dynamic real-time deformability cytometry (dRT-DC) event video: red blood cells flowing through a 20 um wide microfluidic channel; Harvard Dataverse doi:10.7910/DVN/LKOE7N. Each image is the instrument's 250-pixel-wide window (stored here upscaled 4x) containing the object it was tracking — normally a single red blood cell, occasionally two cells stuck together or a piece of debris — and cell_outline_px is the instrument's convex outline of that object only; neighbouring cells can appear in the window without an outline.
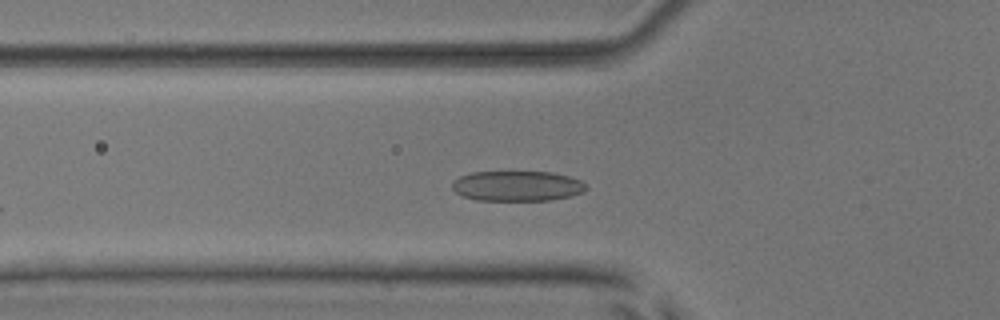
{"species": "common noctule bat (a hibernating species)", "species_latin": "Nyctalus noctula", "temperature_condition": "room temperature", "stored_images_in_passage": 49, "camera_frame_rate_fps": 3000, "um_per_image_px": 0.085, "animal": {"sex": "male", "body_mass_g": 17.9, "forearm_length_mm": 54.2}, "frame": {"image": 1, "passage_image": 14, "time_ms": 4.333, "image_size_px": [1000, 320], "cell_outline_px": [[584, 188], [580, 192], [568, 196], [544, 200], [484, 200], [464, 196], [456, 192], [452, 184], [460, 176], [476, 172], [548, 172], [564, 176], [576, 180], [584, 184]], "centroid_in_image_um": [43.89, 15.8], "position_along_channel_um": 81.9, "area_um2": 22.54}}
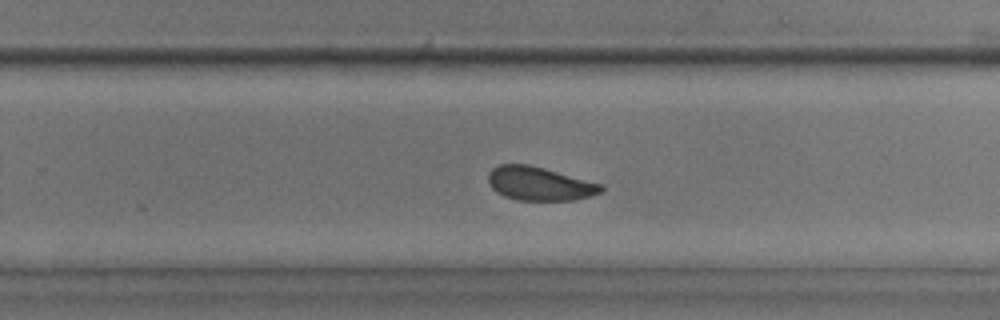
{"frame": {"image": 2, "passage_image": 30, "time_ms": 9.667, "image_size_px": [1000, 320], "cell_outline_px": [[604, 188], [600, 192], [588, 196], [572, 200], [520, 200], [508, 196], [492, 188], [488, 180], [488, 176], [492, 168], [500, 164], [524, 164], [540, 168], [600, 184]], "centroid_in_image_um": [45.82, 15.61], "position_along_channel_um": 284.0, "area_um2": 21.15}}
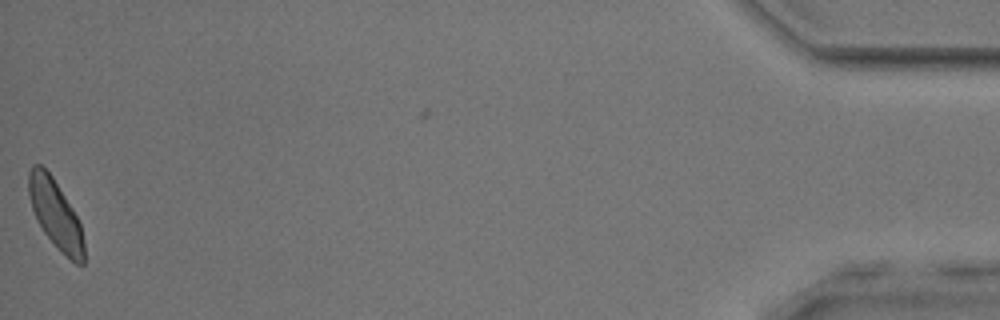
{"frame": {"image": 3, "passage_image": 49, "time_ms": 16.0, "image_size_px": [1000, 320], "cell_outline_px": [[84, 264], [76, 264], [44, 232], [32, 208], [28, 192], [28, 176], [32, 168], [36, 164], [40, 164], [52, 176], [76, 216], [80, 224], [84, 244]], "centroid_in_image_um": [4.71, 18.18], "position_along_channel_um": 430.5, "area_um2": 21.1}, "authors_computed_cell_mechanics": {"area_um2": 21.1548, "velocity_mm_per_s": 3.798, "shape_relaxation_time_tau1_ms": 3.0673, "shape_relaxation_time_tau2_ms": 1.5657, "deformation_change_tau1": 0.0807, "deformation_change_tau2": 0.0792}}